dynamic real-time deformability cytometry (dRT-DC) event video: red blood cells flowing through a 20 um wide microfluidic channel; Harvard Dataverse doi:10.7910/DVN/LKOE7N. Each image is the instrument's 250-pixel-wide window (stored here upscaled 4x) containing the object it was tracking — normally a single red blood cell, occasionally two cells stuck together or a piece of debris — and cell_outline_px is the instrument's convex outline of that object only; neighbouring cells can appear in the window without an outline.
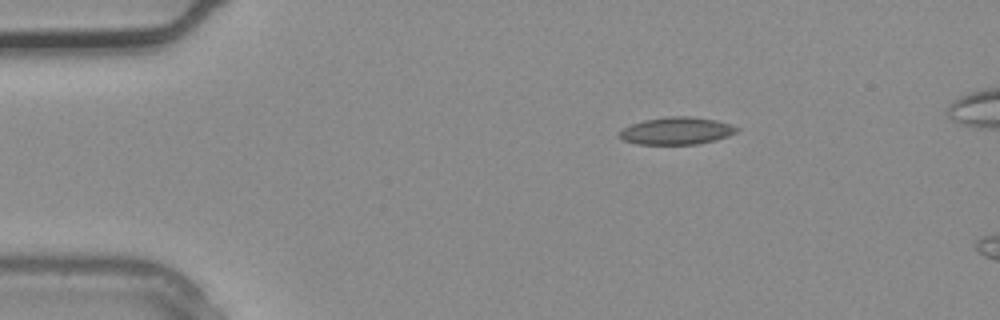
{"species": "common noctule bat (a hibernating species)", "species_latin": "Nyctalus noctula", "temperature_condition": "warm", "stored_images_in_passage": 3, "camera_frame_rate_fps": 3000, "um_per_image_px": 0.085, "animal": {"sex": "male", "body_mass_g": 20.4}, "frame": {"image": 1, "passage_image": 3, "time_ms": 0.667, "image_size_px": [1000, 320], "cell_outline_px": [[740, 128], [736, 132], [728, 136], [716, 140], [696, 144], [636, 144], [624, 140], [616, 136], [624, 128], [632, 124], [644, 120], [672, 116], [688, 116], [716, 120], [732, 124]], "centroid_in_image_um": [57.53, 11.12], "position_along_channel_um": 27.5, "area_um2": 18.67}}